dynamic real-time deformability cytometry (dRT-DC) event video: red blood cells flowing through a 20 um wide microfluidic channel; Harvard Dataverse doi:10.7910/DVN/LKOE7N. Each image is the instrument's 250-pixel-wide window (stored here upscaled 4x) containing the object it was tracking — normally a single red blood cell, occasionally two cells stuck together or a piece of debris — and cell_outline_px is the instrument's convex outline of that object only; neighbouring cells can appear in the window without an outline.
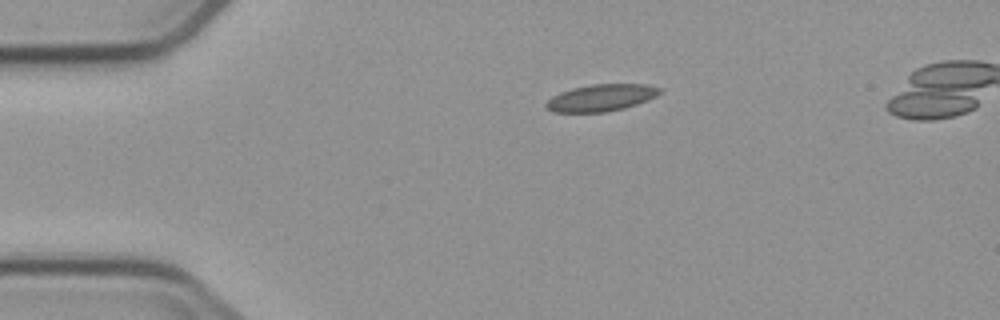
{"species": "common noctule bat (a hibernating species)", "species_latin": "Nyctalus noctula", "temperature_condition": "cold", "stored_images_in_passage": 6, "camera_frame_rate_fps": 3000, "um_per_image_px": 0.085, "animal": {"sex": "male", "body_mass_g": 23.1, "forearm_length_mm": 52.7}, "frame": {"image": 1, "passage_image": 6, "time_ms": 6.0, "image_size_px": [1000, 320], "cell_outline_px": [[664, 92], [648, 100], [624, 108], [604, 112], [552, 112], [544, 104], [552, 96], [560, 92], [572, 88], [592, 84], [648, 84], [660, 88]], "centroid_in_image_um": [51.12, 8.3], "position_along_channel_um": 33.9, "area_um2": 17.86}}